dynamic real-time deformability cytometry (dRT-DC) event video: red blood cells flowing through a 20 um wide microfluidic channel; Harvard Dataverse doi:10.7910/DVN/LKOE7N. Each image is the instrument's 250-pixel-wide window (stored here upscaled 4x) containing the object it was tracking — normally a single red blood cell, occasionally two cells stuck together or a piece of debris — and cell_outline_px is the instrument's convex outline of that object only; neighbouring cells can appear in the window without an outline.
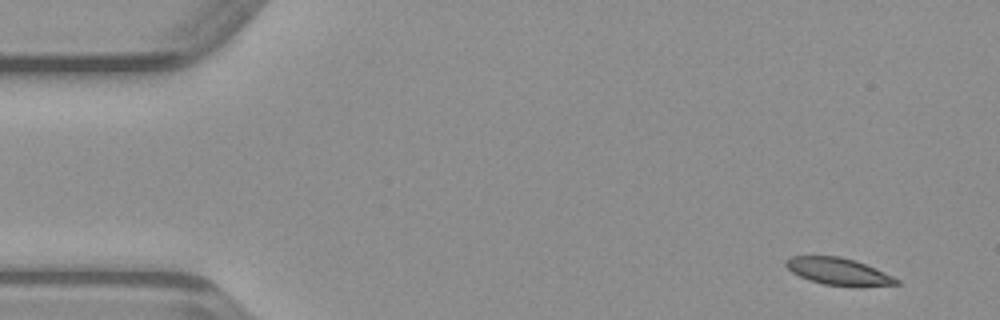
{"species": "common noctule bat (a hibernating species)", "species_latin": "Nyctalus noctula", "temperature_condition": "warm", "stored_images_in_passage": 46, "camera_frame_rate_fps": 3000, "um_per_image_px": 0.085, "animal": {"sex": "male", "body_mass_g": 23.1, "forearm_length_mm": 52.7}, "frame": {"image": 1, "passage_image": 1, "time_ms": 0.0, "image_size_px": [1000, 320], "cell_outline_px": [[900, 284], [860, 288], [856, 288], [824, 284], [808, 280], [792, 272], [784, 264], [784, 260], [792, 256], [840, 256], [856, 260], [876, 268], [900, 280]], "centroid_in_image_um": [71.31, 23.1], "position_along_channel_um": 13.7, "area_um2": 17.92}}
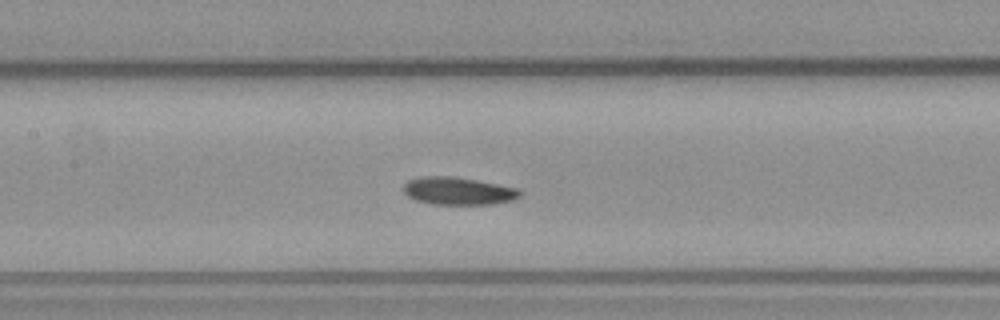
{"frame": {"image": 2, "passage_image": 20, "time_ms": 6.333, "image_size_px": [1000, 320], "cell_outline_px": [[524, 192], [520, 196], [512, 200], [492, 204], [432, 204], [416, 200], [408, 196], [404, 192], [404, 184], [408, 180], [420, 176], [452, 176], [476, 180], [516, 188]], "centroid_in_image_um": [38.93, 16.23], "position_along_channel_um": 168.5, "area_um2": 18.67}}
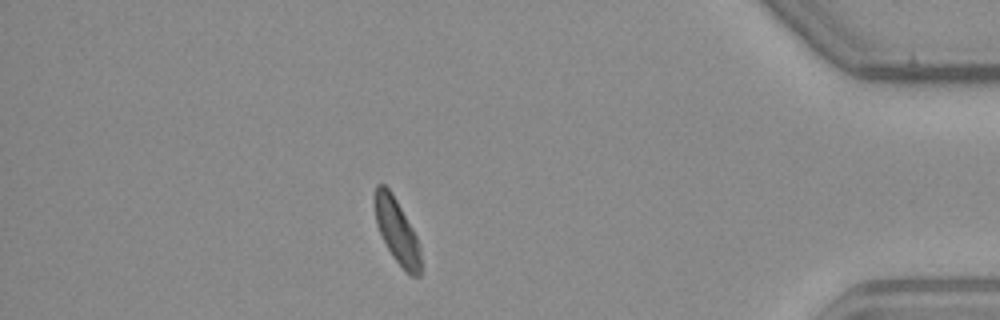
{"frame": {"image": 3, "passage_image": 40, "time_ms": 13.0, "image_size_px": [1000, 320], "cell_outline_px": [[420, 276], [412, 276], [392, 256], [376, 224], [372, 200], [376, 184], [384, 184], [392, 192], [412, 228], [416, 236], [420, 248]], "centroid_in_image_um": [33.69, 19.55], "position_along_channel_um": 401.5, "area_um2": 17.17}}